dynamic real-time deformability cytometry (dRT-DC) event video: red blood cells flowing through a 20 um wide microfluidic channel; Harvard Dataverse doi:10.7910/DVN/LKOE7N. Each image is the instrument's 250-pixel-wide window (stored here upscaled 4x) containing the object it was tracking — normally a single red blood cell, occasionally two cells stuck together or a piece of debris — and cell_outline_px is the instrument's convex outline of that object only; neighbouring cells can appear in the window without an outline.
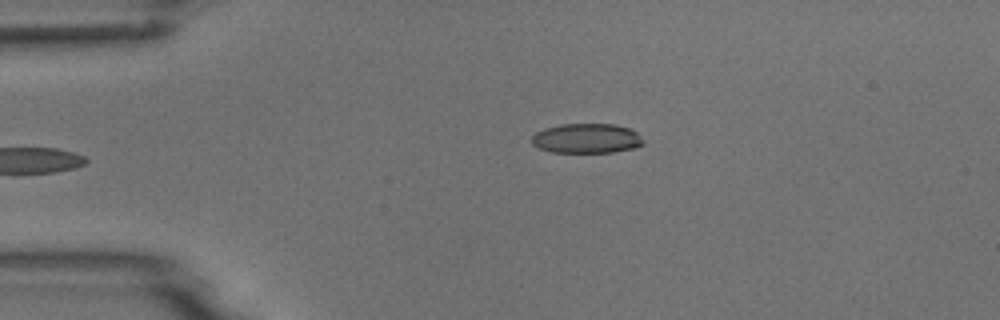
{"species": "common noctule bat (a hibernating species)", "species_latin": "Nyctalus noctula", "temperature_condition": "room temperature", "stored_images_in_passage": 6, "camera_frame_rate_fps": 3000, "um_per_image_px": 0.085, "animal": {"sex": "male", "body_mass_g": 18.8}, "frame": {"image": 1, "passage_image": 6, "time_ms": 5.667, "image_size_px": [1000, 320], "cell_outline_px": [[644, 144], [636, 148], [612, 152], [552, 152], [540, 148], [532, 144], [532, 136], [536, 132], [544, 128], [560, 124], [616, 124], [628, 128], [636, 132], [644, 140]], "centroid_in_image_um": [49.88, 11.76], "position_along_channel_um": 35.1, "area_um2": 19.36}}